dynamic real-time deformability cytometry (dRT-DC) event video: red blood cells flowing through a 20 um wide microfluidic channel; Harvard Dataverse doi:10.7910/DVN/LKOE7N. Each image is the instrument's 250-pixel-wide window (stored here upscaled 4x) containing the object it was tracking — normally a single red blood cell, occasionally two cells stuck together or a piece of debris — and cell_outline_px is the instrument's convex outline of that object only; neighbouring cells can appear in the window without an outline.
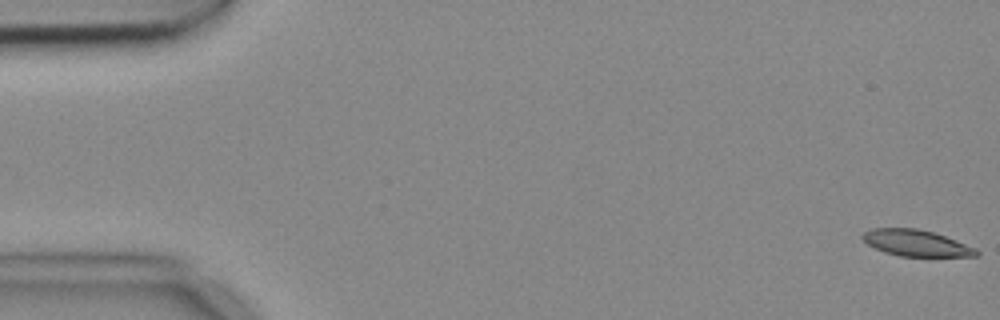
{"species": "common noctule bat (a hibernating species)", "species_latin": "Nyctalus noctula", "temperature_condition": "cold", "stored_images_in_passage": 5, "camera_frame_rate_fps": 3000, "um_per_image_px": 0.085, "animal": {"sex": "female", "body_mass_g": 18.4}, "frame": {"image": 1, "passage_image": 1, "time_ms": 0.0, "image_size_px": [1000, 320], "cell_outline_px": [[980, 252], [976, 256], [900, 256], [884, 252], [868, 244], [860, 236], [864, 232], [872, 228], [916, 228], [932, 232], [956, 240], [976, 248]], "centroid_in_image_um": [77.86, 20.65], "position_along_channel_um": 7.1, "area_um2": 17.28}}
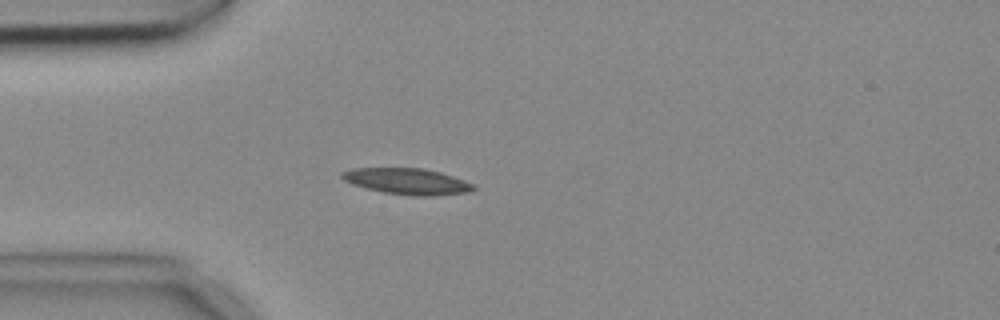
{"frame": {"image": 2, "passage_image": 5, "time_ms": 1.333, "image_size_px": [1000, 320], "cell_outline_px": [[476, 188], [472, 192], [432, 196], [412, 196], [384, 192], [352, 184], [344, 180], [340, 176], [340, 172], [352, 168], [424, 168], [440, 172], [464, 180], [472, 184]], "centroid_in_image_um": [34.62, 15.41], "position_along_channel_um": 50.4, "area_um2": 20.06}}